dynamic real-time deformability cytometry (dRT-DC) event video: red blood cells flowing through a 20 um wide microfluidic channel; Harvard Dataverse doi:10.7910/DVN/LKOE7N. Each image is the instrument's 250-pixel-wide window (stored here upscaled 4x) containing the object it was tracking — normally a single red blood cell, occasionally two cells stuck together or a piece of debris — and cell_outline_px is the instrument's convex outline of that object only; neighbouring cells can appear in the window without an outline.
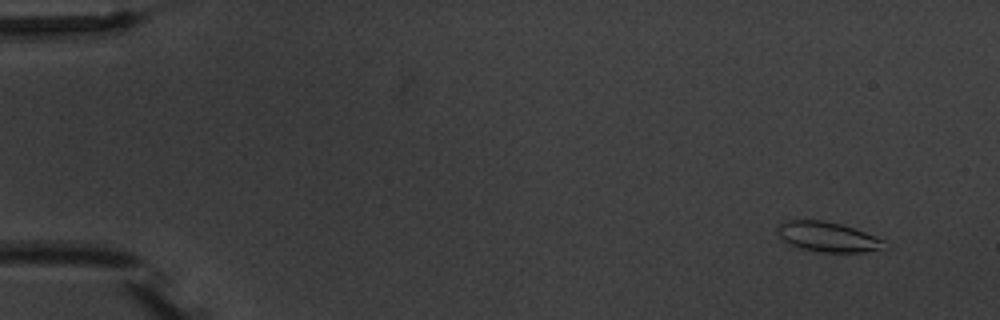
{"species": "common noctule bat (a hibernating species)", "species_latin": "Nyctalus noctula", "temperature_condition": "warm", "stored_images_in_passage": 6, "camera_frame_rate_fps": 3000, "um_per_image_px": 0.085, "animal": {"sex": "male", "body_mass_g": 20.1, "forearm_length_mm": 53.5}, "frame": {"image": 1, "passage_image": 1, "time_ms": 0.0, "image_size_px": [1000, 320], "cell_outline_px": [[888, 248], [864, 252], [820, 252], [788, 244], [780, 236], [776, 228], [784, 220], [824, 220], [840, 224], [888, 240]], "centroid_in_image_um": [70.43, 20.14], "position_along_channel_um": 14.6, "area_um2": 18.73}}
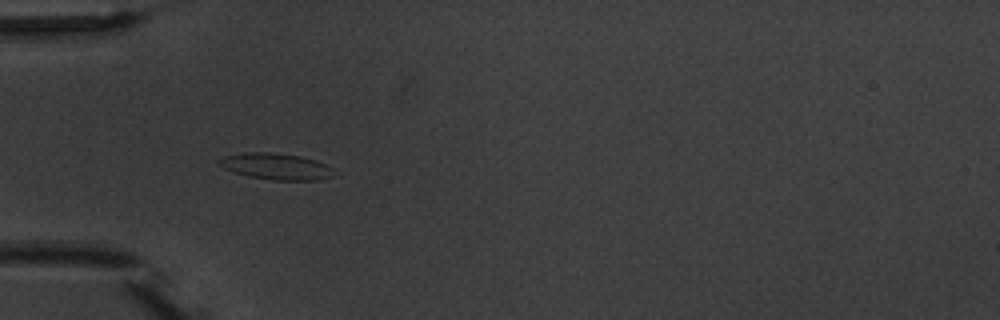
{"frame": {"image": 2, "passage_image": 5, "time_ms": 4.667, "image_size_px": [1000, 320], "cell_outline_px": [[340, 172], [332, 176], [320, 180], [272, 180], [248, 176], [224, 168], [216, 164], [216, 160], [224, 156], [244, 152], [272, 152], [300, 156], [316, 160]], "centroid_in_image_um": [23.48, 14.14], "position_along_channel_um": 61.5, "area_um2": 17.86}}